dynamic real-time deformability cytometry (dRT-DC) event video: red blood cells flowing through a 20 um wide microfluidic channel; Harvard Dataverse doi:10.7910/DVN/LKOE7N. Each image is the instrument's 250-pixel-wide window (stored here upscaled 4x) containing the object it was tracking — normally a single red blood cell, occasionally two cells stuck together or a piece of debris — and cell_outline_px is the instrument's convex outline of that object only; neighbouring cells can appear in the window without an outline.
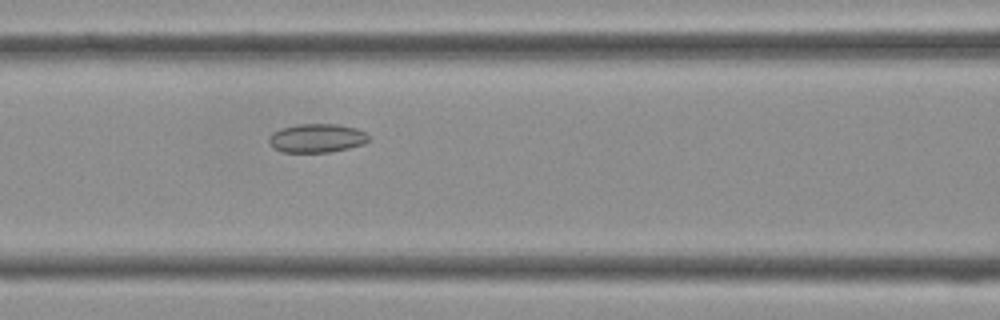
{"species": "Egyptian fruit bat (a non-hibernating species)", "species_latin": "Rousettus aegyptiacus", "temperature_condition": "cold", "stored_images_in_passage": 41, "camera_frame_rate_fps": 3000, "um_per_image_px": 0.085, "frame": {"image": 1, "passage_image": 17, "time_ms": 5.333, "image_size_px": [1000, 320], "cell_outline_px": [[372, 140], [364, 144], [332, 152], [280, 152], [272, 148], [268, 144], [268, 136], [272, 132], [280, 128], [300, 124], [336, 124], [356, 128], [364, 132]], "centroid_in_image_um": [26.89, 11.75], "position_along_channel_um": 139.7, "area_um2": 16.99}}
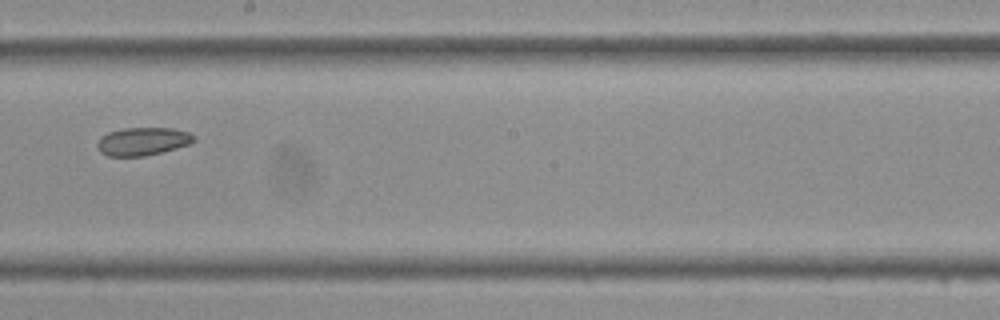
{"frame": {"image": 2, "passage_image": 23, "time_ms": 7.333, "image_size_px": [1000, 320], "cell_outline_px": [[196, 140], [192, 144], [144, 156], [108, 156], [100, 152], [96, 144], [100, 136], [108, 132], [124, 128], [172, 128], [188, 132], [196, 136]], "centroid_in_image_um": [12.14, 12.01], "position_along_channel_um": 236.1, "area_um2": 15.9}}
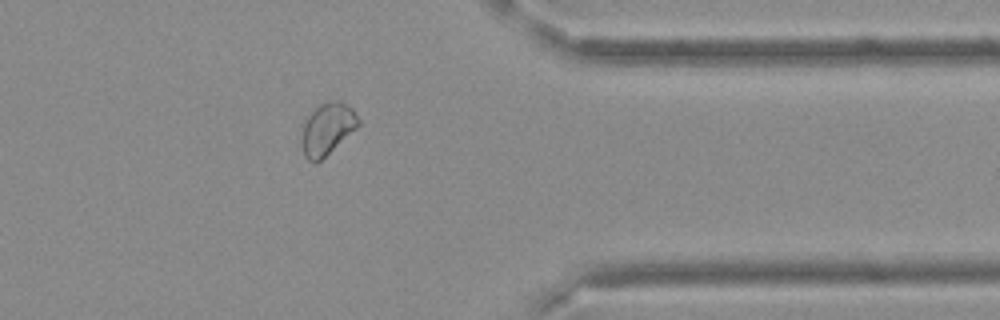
{"frame": {"image": 3, "passage_image": 33, "time_ms": 10.667, "image_size_px": [1000, 320], "cell_outline_px": [[360, 124], [356, 128], [316, 164], [308, 160], [304, 156], [304, 124], [308, 116], [320, 104], [332, 100], [340, 100], [348, 104], [352, 108], [360, 120]], "centroid_in_image_um": [27.87, 10.93], "position_along_channel_um": 383.5, "area_um2": 16.59}}